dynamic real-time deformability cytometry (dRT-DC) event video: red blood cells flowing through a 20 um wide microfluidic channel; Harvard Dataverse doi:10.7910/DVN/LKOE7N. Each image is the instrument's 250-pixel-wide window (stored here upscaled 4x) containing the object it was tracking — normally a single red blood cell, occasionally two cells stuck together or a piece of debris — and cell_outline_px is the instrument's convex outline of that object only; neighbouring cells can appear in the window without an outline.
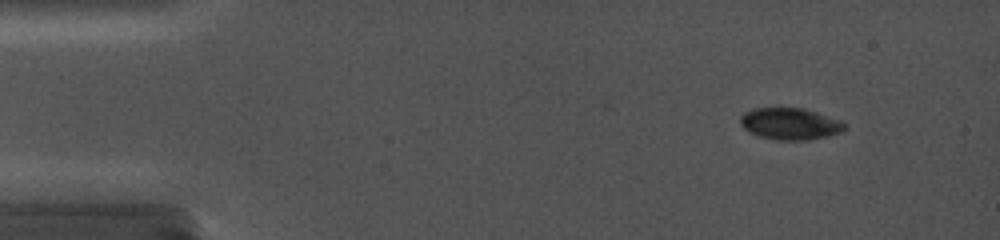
{"species": "common noctule bat (a hibernating species)", "species_latin": "Nyctalus noctula", "temperature_condition": "cold", "stored_images_in_passage": 15, "camera_frame_rate_fps": 5000, "um_per_image_px": 0.085, "animal": {"sex": "female", "body_mass_g": 19.0, "forearm_length_mm": 56.7}, "frame": {"image": 1, "passage_image": 3, "time_ms": 1.4, "image_size_px": [1000, 240], "cell_outline_px": [[848, 124], [840, 132], [824, 136], [804, 140], [776, 140], [760, 136], [748, 132], [740, 124], [740, 116], [744, 112], [756, 108], [804, 108], [840, 120]], "centroid_in_image_um": [67.12, 10.51], "position_along_channel_um": 17.9, "area_um2": 19.13}}
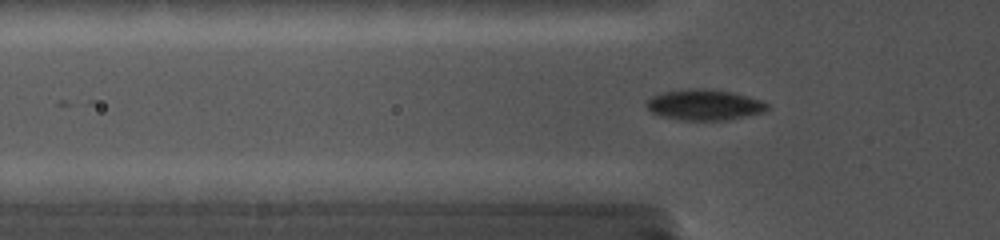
{"frame": {"image": 2, "passage_image": 11, "time_ms": 5.2, "image_size_px": [1000, 240], "cell_outline_px": [[768, 108], [764, 112], [724, 120], [680, 120], [660, 116], [652, 112], [644, 104], [652, 96], [664, 92], [688, 88], [708, 88], [732, 92], [748, 96], [760, 100], [768, 104]], "centroid_in_image_um": [59.85, 8.9], "position_along_channel_um": 66.0, "area_um2": 21.62}}